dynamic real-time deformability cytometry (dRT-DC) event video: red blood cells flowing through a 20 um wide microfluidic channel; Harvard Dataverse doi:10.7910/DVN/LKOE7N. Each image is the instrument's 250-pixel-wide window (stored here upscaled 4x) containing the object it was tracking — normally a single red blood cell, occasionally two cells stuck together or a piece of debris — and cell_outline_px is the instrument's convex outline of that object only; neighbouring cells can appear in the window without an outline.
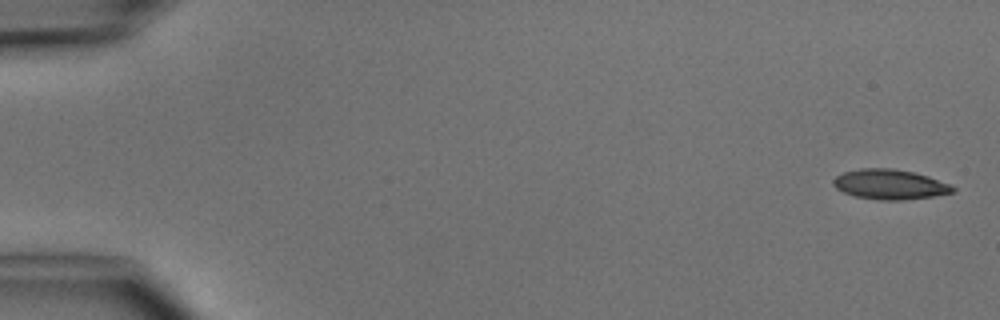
{"species": "common noctule bat (a hibernating species)", "species_latin": "Nyctalus noctula", "temperature_condition": "cold", "stored_images_in_passage": 4, "camera_frame_rate_fps": 3000, "um_per_image_px": 0.085, "animal": {"sex": "male", "body_mass_g": 15.6}, "frame": {"image": 1, "passage_image": 1, "time_ms": 0.0, "image_size_px": [1000, 320], "cell_outline_px": [[956, 192], [932, 196], [900, 200], [880, 200], [856, 196], [844, 192], [836, 188], [832, 184], [832, 180], [836, 176], [844, 172], [860, 168], [892, 168], [912, 172], [928, 176], [948, 184], [956, 188]], "centroid_in_image_um": [75.62, 15.67], "position_along_channel_um": 9.4, "area_um2": 20.69}}
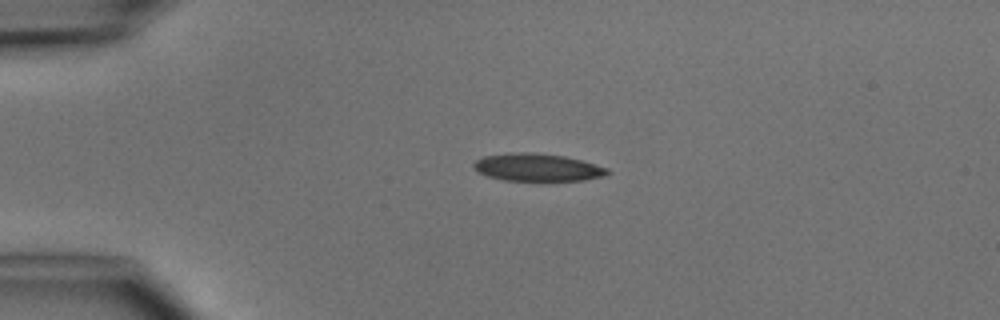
{"frame": {"image": 2, "passage_image": 3, "time_ms": 3.333, "image_size_px": [1000, 320], "cell_outline_px": [[612, 172], [604, 176], [584, 180], [504, 180], [488, 176], [476, 172], [472, 168], [472, 164], [476, 160], [484, 156], [512, 152], [532, 152], [564, 156], [580, 160], [608, 168]], "centroid_in_image_um": [45.64, 14.22], "position_along_channel_um": 39.4, "area_um2": 21.5}}